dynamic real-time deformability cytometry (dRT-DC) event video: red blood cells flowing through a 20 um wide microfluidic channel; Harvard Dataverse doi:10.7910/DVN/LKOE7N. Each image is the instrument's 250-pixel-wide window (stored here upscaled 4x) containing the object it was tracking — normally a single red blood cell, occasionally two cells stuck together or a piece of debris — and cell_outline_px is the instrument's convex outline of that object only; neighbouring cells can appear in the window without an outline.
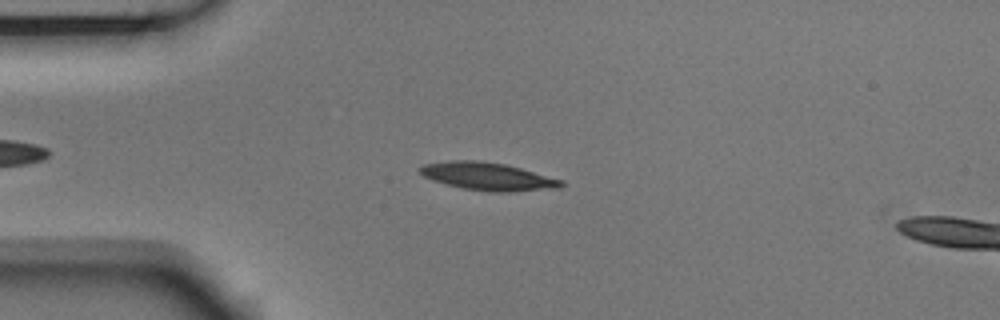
{"species": "Egyptian fruit bat (a non-hibernating species)", "species_latin": "Rousettus aegyptiacus", "temperature_condition": "room temperature", "stored_images_in_passage": 46, "camera_frame_rate_fps": 3000, "um_per_image_px": 0.085, "animal": {"sex": "male"}, "frame": {"image": 1, "passage_image": 10, "time_ms": 3.0, "image_size_px": [1000, 320], "cell_outline_px": [[568, 184], [560, 188], [512, 192], [488, 192], [460, 188], [432, 180], [424, 176], [420, 172], [420, 168], [424, 164], [452, 160], [480, 160], [504, 164], [520, 168], [564, 180]], "centroid_in_image_um": [41.52, 15.01], "position_along_channel_um": 43.5, "area_um2": 23.12}}
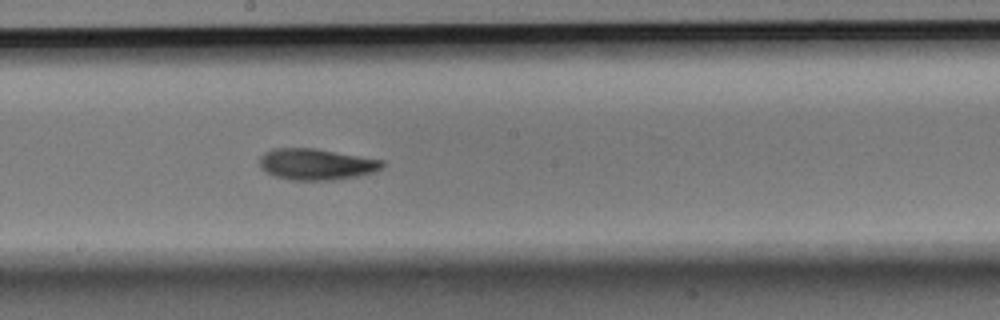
{"frame": {"image": 2, "passage_image": 26, "time_ms": 8.333, "image_size_px": [1000, 320], "cell_outline_px": [[384, 164], [380, 168], [372, 172], [356, 176], [332, 180], [288, 180], [276, 176], [260, 168], [260, 156], [264, 152], [272, 148], [316, 148], [384, 160]], "centroid_in_image_um": [26.86, 13.95], "position_along_channel_um": 221.3, "area_um2": 22.31}}
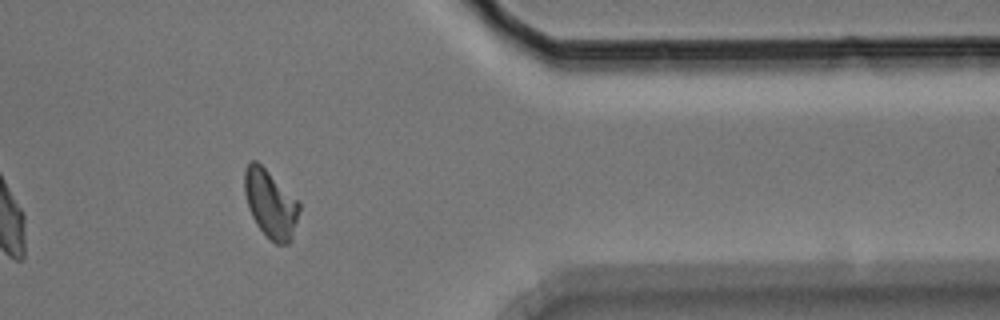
{"frame": {"image": 3, "passage_image": 41, "time_ms": 13.333, "image_size_px": [1000, 320], "cell_outline_px": [[300, 208], [292, 240], [288, 244], [276, 244], [256, 224], [248, 208], [244, 192], [244, 172], [248, 164], [252, 160], [256, 160], [300, 200]], "centroid_in_image_um": [23.01, 17.31], "position_along_channel_um": 388.4, "area_um2": 21.79}, "authors_computed_cell_mechanics": {"area_um2": 21.675, "velocity_mm_per_s": 3.7123, "shape_relaxation_time_tau1_ms": 4.699, "shape_relaxation_time_tau2_ms": 5.1466, "deformation_change_tau1": 0.1475, "deformation_change_tau2": 0.1168}}